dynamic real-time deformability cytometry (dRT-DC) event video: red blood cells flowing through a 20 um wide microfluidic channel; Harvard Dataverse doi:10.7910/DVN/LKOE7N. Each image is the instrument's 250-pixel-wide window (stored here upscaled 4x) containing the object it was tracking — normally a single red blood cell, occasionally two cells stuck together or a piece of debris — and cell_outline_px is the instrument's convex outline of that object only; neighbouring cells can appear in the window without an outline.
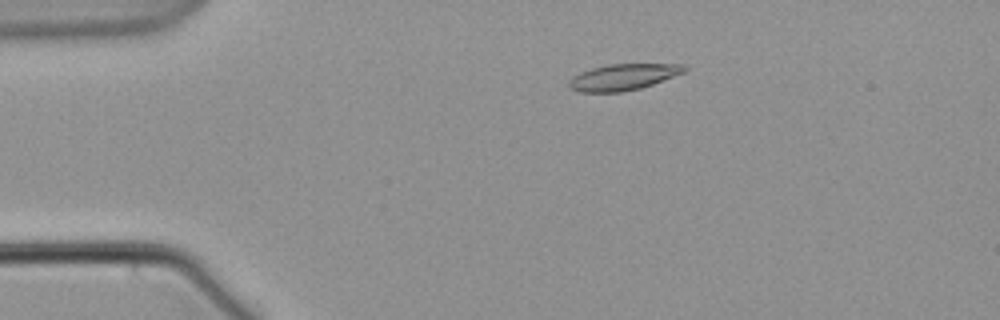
{"species": "common noctule bat (a hibernating species)", "species_latin": "Nyctalus noctula", "temperature_condition": "warm", "stored_images_in_passage": 57, "camera_frame_rate_fps": 3000, "um_per_image_px": 0.085, "animal": {"sex": "male", "body_mass_g": 21.5, "forearm_length_mm": 52.0}, "frame": {"image": 1, "passage_image": 11, "time_ms": 3.333, "image_size_px": [1000, 320], "cell_outline_px": [[688, 68], [684, 72], [652, 84], [640, 88], [624, 92], [580, 92], [572, 88], [568, 84], [568, 80], [572, 76], [580, 72], [592, 68], [608, 64], [684, 64]], "centroid_in_image_um": [52.95, 6.54], "position_along_channel_um": 32.1, "area_um2": 17.57}}
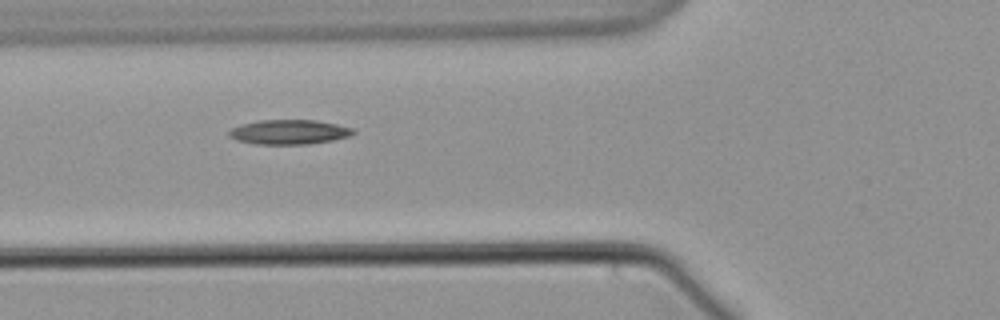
{"frame": {"image": 2, "passage_image": 21, "time_ms": 6.667, "image_size_px": [1000, 320], "cell_outline_px": [[356, 132], [348, 136], [332, 140], [308, 144], [256, 144], [236, 140], [228, 136], [228, 132], [232, 128], [240, 124], [260, 120], [316, 120], [336, 124], [352, 128]], "centroid_in_image_um": [24.54, 11.22], "position_along_channel_um": 101.3, "area_um2": 17.74}}
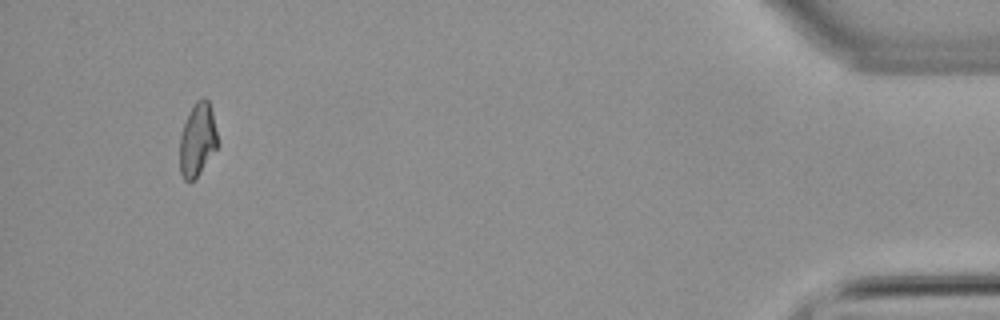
{"frame": {"image": 3, "passage_image": 54, "time_ms": 17.667, "image_size_px": [1000, 320], "cell_outline_px": [[216, 148], [196, 180], [184, 180], [180, 172], [180, 136], [184, 124], [196, 100], [204, 96], [208, 100], [212, 112], [216, 132]], "centroid_in_image_um": [16.77, 11.9], "position_along_channel_um": 418.4, "area_um2": 15.84}}